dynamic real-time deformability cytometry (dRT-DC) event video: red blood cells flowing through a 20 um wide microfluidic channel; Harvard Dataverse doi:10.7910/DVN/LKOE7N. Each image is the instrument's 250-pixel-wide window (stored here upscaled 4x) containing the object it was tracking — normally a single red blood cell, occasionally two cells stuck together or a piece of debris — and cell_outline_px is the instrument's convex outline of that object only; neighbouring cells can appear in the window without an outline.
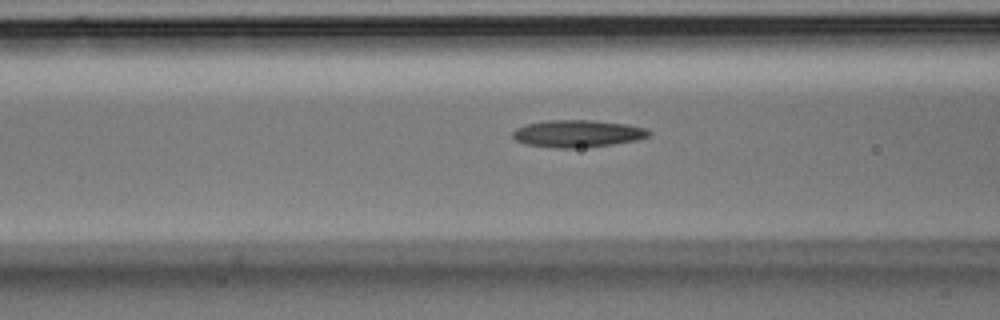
{"species": "Egyptian fruit bat (a non-hibernating species)", "species_latin": "Rousettus aegyptiacus", "temperature_condition": "room temperature", "stored_images_in_passage": 15, "camera_frame_rate_fps": 3000, "um_per_image_px": 0.085, "animal": {"sex": "male"}, "frame": {"image": 1, "passage_image": 13, "time_ms": 4.0, "image_size_px": [1000, 320], "cell_outline_px": [[652, 132], [648, 136], [636, 140], [612, 144], [572, 148], [556, 148], [524, 144], [516, 140], [512, 136], [512, 132], [516, 128], [524, 124], [544, 120], [592, 120], [628, 124], [644, 128]], "centroid_in_image_um": [49.04, 11.34], "position_along_channel_um": 117.6, "area_um2": 21.62}}